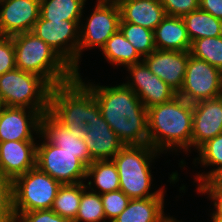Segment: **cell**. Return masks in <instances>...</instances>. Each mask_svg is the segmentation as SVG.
Masks as SVG:
<instances>
[{
    "instance_id": "22",
    "label": "cell",
    "mask_w": 222,
    "mask_h": 222,
    "mask_svg": "<svg viewBox=\"0 0 222 222\" xmlns=\"http://www.w3.org/2000/svg\"><path fill=\"white\" fill-rule=\"evenodd\" d=\"M39 135L49 144L69 152H89L84 138L70 135V131L61 124L49 111L41 115Z\"/></svg>"
},
{
    "instance_id": "27",
    "label": "cell",
    "mask_w": 222,
    "mask_h": 222,
    "mask_svg": "<svg viewBox=\"0 0 222 222\" xmlns=\"http://www.w3.org/2000/svg\"><path fill=\"white\" fill-rule=\"evenodd\" d=\"M182 19L191 42L204 37L221 36L222 20L200 8L184 15Z\"/></svg>"
},
{
    "instance_id": "35",
    "label": "cell",
    "mask_w": 222,
    "mask_h": 222,
    "mask_svg": "<svg viewBox=\"0 0 222 222\" xmlns=\"http://www.w3.org/2000/svg\"><path fill=\"white\" fill-rule=\"evenodd\" d=\"M16 68L12 37L0 36V76Z\"/></svg>"
},
{
    "instance_id": "10",
    "label": "cell",
    "mask_w": 222,
    "mask_h": 222,
    "mask_svg": "<svg viewBox=\"0 0 222 222\" xmlns=\"http://www.w3.org/2000/svg\"><path fill=\"white\" fill-rule=\"evenodd\" d=\"M80 21L44 20L36 21L33 32L47 43L76 73H78Z\"/></svg>"
},
{
    "instance_id": "21",
    "label": "cell",
    "mask_w": 222,
    "mask_h": 222,
    "mask_svg": "<svg viewBox=\"0 0 222 222\" xmlns=\"http://www.w3.org/2000/svg\"><path fill=\"white\" fill-rule=\"evenodd\" d=\"M153 33L157 50H190L191 40L182 17L166 15Z\"/></svg>"
},
{
    "instance_id": "33",
    "label": "cell",
    "mask_w": 222,
    "mask_h": 222,
    "mask_svg": "<svg viewBox=\"0 0 222 222\" xmlns=\"http://www.w3.org/2000/svg\"><path fill=\"white\" fill-rule=\"evenodd\" d=\"M0 222H14L11 181L0 172Z\"/></svg>"
},
{
    "instance_id": "12",
    "label": "cell",
    "mask_w": 222,
    "mask_h": 222,
    "mask_svg": "<svg viewBox=\"0 0 222 222\" xmlns=\"http://www.w3.org/2000/svg\"><path fill=\"white\" fill-rule=\"evenodd\" d=\"M130 75L126 76V87L133 90L145 108L172 100L177 93L156 74H153L142 61L125 67Z\"/></svg>"
},
{
    "instance_id": "34",
    "label": "cell",
    "mask_w": 222,
    "mask_h": 222,
    "mask_svg": "<svg viewBox=\"0 0 222 222\" xmlns=\"http://www.w3.org/2000/svg\"><path fill=\"white\" fill-rule=\"evenodd\" d=\"M168 16L183 17L199 9V0H160Z\"/></svg>"
},
{
    "instance_id": "14",
    "label": "cell",
    "mask_w": 222,
    "mask_h": 222,
    "mask_svg": "<svg viewBox=\"0 0 222 222\" xmlns=\"http://www.w3.org/2000/svg\"><path fill=\"white\" fill-rule=\"evenodd\" d=\"M40 117L37 110L6 106L0 111V142L35 141Z\"/></svg>"
},
{
    "instance_id": "8",
    "label": "cell",
    "mask_w": 222,
    "mask_h": 222,
    "mask_svg": "<svg viewBox=\"0 0 222 222\" xmlns=\"http://www.w3.org/2000/svg\"><path fill=\"white\" fill-rule=\"evenodd\" d=\"M37 142L36 166L62 185L86 182L87 167L93 162L89 152H69L47 143ZM40 141V143H39Z\"/></svg>"
},
{
    "instance_id": "17",
    "label": "cell",
    "mask_w": 222,
    "mask_h": 222,
    "mask_svg": "<svg viewBox=\"0 0 222 222\" xmlns=\"http://www.w3.org/2000/svg\"><path fill=\"white\" fill-rule=\"evenodd\" d=\"M84 142L93 161L112 160L125 146L101 114L87 120Z\"/></svg>"
},
{
    "instance_id": "9",
    "label": "cell",
    "mask_w": 222,
    "mask_h": 222,
    "mask_svg": "<svg viewBox=\"0 0 222 222\" xmlns=\"http://www.w3.org/2000/svg\"><path fill=\"white\" fill-rule=\"evenodd\" d=\"M96 1L91 9L93 12L86 18L83 16L79 24L78 73L83 52L95 47L101 50L106 41L119 30L121 15L118 3Z\"/></svg>"
},
{
    "instance_id": "18",
    "label": "cell",
    "mask_w": 222,
    "mask_h": 222,
    "mask_svg": "<svg viewBox=\"0 0 222 222\" xmlns=\"http://www.w3.org/2000/svg\"><path fill=\"white\" fill-rule=\"evenodd\" d=\"M36 141L0 142V172L11 182L36 167Z\"/></svg>"
},
{
    "instance_id": "20",
    "label": "cell",
    "mask_w": 222,
    "mask_h": 222,
    "mask_svg": "<svg viewBox=\"0 0 222 222\" xmlns=\"http://www.w3.org/2000/svg\"><path fill=\"white\" fill-rule=\"evenodd\" d=\"M163 189L157 196L130 199L126 209L112 222H166L171 216L164 213Z\"/></svg>"
},
{
    "instance_id": "6",
    "label": "cell",
    "mask_w": 222,
    "mask_h": 222,
    "mask_svg": "<svg viewBox=\"0 0 222 222\" xmlns=\"http://www.w3.org/2000/svg\"><path fill=\"white\" fill-rule=\"evenodd\" d=\"M51 86L39 75L15 68L0 76V95L7 107L49 111Z\"/></svg>"
},
{
    "instance_id": "30",
    "label": "cell",
    "mask_w": 222,
    "mask_h": 222,
    "mask_svg": "<svg viewBox=\"0 0 222 222\" xmlns=\"http://www.w3.org/2000/svg\"><path fill=\"white\" fill-rule=\"evenodd\" d=\"M119 30L142 58L156 50L152 30L129 22H120Z\"/></svg>"
},
{
    "instance_id": "26",
    "label": "cell",
    "mask_w": 222,
    "mask_h": 222,
    "mask_svg": "<svg viewBox=\"0 0 222 222\" xmlns=\"http://www.w3.org/2000/svg\"><path fill=\"white\" fill-rule=\"evenodd\" d=\"M87 0H40V17L44 20L81 21Z\"/></svg>"
},
{
    "instance_id": "32",
    "label": "cell",
    "mask_w": 222,
    "mask_h": 222,
    "mask_svg": "<svg viewBox=\"0 0 222 222\" xmlns=\"http://www.w3.org/2000/svg\"><path fill=\"white\" fill-rule=\"evenodd\" d=\"M104 215L108 222H112L127 207L130 198L121 190L101 194Z\"/></svg>"
},
{
    "instance_id": "7",
    "label": "cell",
    "mask_w": 222,
    "mask_h": 222,
    "mask_svg": "<svg viewBox=\"0 0 222 222\" xmlns=\"http://www.w3.org/2000/svg\"><path fill=\"white\" fill-rule=\"evenodd\" d=\"M61 186L37 166L18 176L11 182L13 218L24 212L51 209Z\"/></svg>"
},
{
    "instance_id": "41",
    "label": "cell",
    "mask_w": 222,
    "mask_h": 222,
    "mask_svg": "<svg viewBox=\"0 0 222 222\" xmlns=\"http://www.w3.org/2000/svg\"><path fill=\"white\" fill-rule=\"evenodd\" d=\"M166 222H182V220H177L175 217L171 216Z\"/></svg>"
},
{
    "instance_id": "24",
    "label": "cell",
    "mask_w": 222,
    "mask_h": 222,
    "mask_svg": "<svg viewBox=\"0 0 222 222\" xmlns=\"http://www.w3.org/2000/svg\"><path fill=\"white\" fill-rule=\"evenodd\" d=\"M102 54L108 64L123 66L124 68L142 62L134 46L124 37L122 32H115L101 48Z\"/></svg>"
},
{
    "instance_id": "11",
    "label": "cell",
    "mask_w": 222,
    "mask_h": 222,
    "mask_svg": "<svg viewBox=\"0 0 222 222\" xmlns=\"http://www.w3.org/2000/svg\"><path fill=\"white\" fill-rule=\"evenodd\" d=\"M178 96L194 104L222 95V71L202 59L189 56Z\"/></svg>"
},
{
    "instance_id": "15",
    "label": "cell",
    "mask_w": 222,
    "mask_h": 222,
    "mask_svg": "<svg viewBox=\"0 0 222 222\" xmlns=\"http://www.w3.org/2000/svg\"><path fill=\"white\" fill-rule=\"evenodd\" d=\"M189 56V51L156 49L142 61L178 94L183 86Z\"/></svg>"
},
{
    "instance_id": "1",
    "label": "cell",
    "mask_w": 222,
    "mask_h": 222,
    "mask_svg": "<svg viewBox=\"0 0 222 222\" xmlns=\"http://www.w3.org/2000/svg\"><path fill=\"white\" fill-rule=\"evenodd\" d=\"M76 77L94 94L102 117L125 145L149 144L148 112L133 90L123 83L104 86L86 82L81 73Z\"/></svg>"
},
{
    "instance_id": "36",
    "label": "cell",
    "mask_w": 222,
    "mask_h": 222,
    "mask_svg": "<svg viewBox=\"0 0 222 222\" xmlns=\"http://www.w3.org/2000/svg\"><path fill=\"white\" fill-rule=\"evenodd\" d=\"M14 222H71L56 214L52 209L36 210L19 214Z\"/></svg>"
},
{
    "instance_id": "16",
    "label": "cell",
    "mask_w": 222,
    "mask_h": 222,
    "mask_svg": "<svg viewBox=\"0 0 222 222\" xmlns=\"http://www.w3.org/2000/svg\"><path fill=\"white\" fill-rule=\"evenodd\" d=\"M222 133V95L193 104L192 148L196 151Z\"/></svg>"
},
{
    "instance_id": "31",
    "label": "cell",
    "mask_w": 222,
    "mask_h": 222,
    "mask_svg": "<svg viewBox=\"0 0 222 222\" xmlns=\"http://www.w3.org/2000/svg\"><path fill=\"white\" fill-rule=\"evenodd\" d=\"M189 52L190 55L205 60L222 71V36L192 41Z\"/></svg>"
},
{
    "instance_id": "23",
    "label": "cell",
    "mask_w": 222,
    "mask_h": 222,
    "mask_svg": "<svg viewBox=\"0 0 222 222\" xmlns=\"http://www.w3.org/2000/svg\"><path fill=\"white\" fill-rule=\"evenodd\" d=\"M87 179L88 182L85 183L86 187L90 191L100 195L120 190L119 174L113 160L93 161L87 167L86 180Z\"/></svg>"
},
{
    "instance_id": "2",
    "label": "cell",
    "mask_w": 222,
    "mask_h": 222,
    "mask_svg": "<svg viewBox=\"0 0 222 222\" xmlns=\"http://www.w3.org/2000/svg\"><path fill=\"white\" fill-rule=\"evenodd\" d=\"M147 112L149 144L154 149L162 154L182 150L185 154L191 153L192 103L177 95L168 102L148 108Z\"/></svg>"
},
{
    "instance_id": "29",
    "label": "cell",
    "mask_w": 222,
    "mask_h": 222,
    "mask_svg": "<svg viewBox=\"0 0 222 222\" xmlns=\"http://www.w3.org/2000/svg\"><path fill=\"white\" fill-rule=\"evenodd\" d=\"M73 222H108L104 215L101 195L90 191L85 182L81 183V200Z\"/></svg>"
},
{
    "instance_id": "25",
    "label": "cell",
    "mask_w": 222,
    "mask_h": 222,
    "mask_svg": "<svg viewBox=\"0 0 222 222\" xmlns=\"http://www.w3.org/2000/svg\"><path fill=\"white\" fill-rule=\"evenodd\" d=\"M199 157L193 159L194 166L200 164V167H212L208 172L196 171L194 182L198 186L199 184L207 181L218 169L222 167V133L215 136L213 139L208 140L198 150ZM214 167V168H213Z\"/></svg>"
},
{
    "instance_id": "5",
    "label": "cell",
    "mask_w": 222,
    "mask_h": 222,
    "mask_svg": "<svg viewBox=\"0 0 222 222\" xmlns=\"http://www.w3.org/2000/svg\"><path fill=\"white\" fill-rule=\"evenodd\" d=\"M160 155L150 144L125 145L112 159L118 170L120 190L130 199L154 197L165 189L161 186L154 192L151 190L154 181L152 163Z\"/></svg>"
},
{
    "instance_id": "3",
    "label": "cell",
    "mask_w": 222,
    "mask_h": 222,
    "mask_svg": "<svg viewBox=\"0 0 222 222\" xmlns=\"http://www.w3.org/2000/svg\"><path fill=\"white\" fill-rule=\"evenodd\" d=\"M16 68L42 77L51 87L72 81L77 73L33 32L12 36Z\"/></svg>"
},
{
    "instance_id": "13",
    "label": "cell",
    "mask_w": 222,
    "mask_h": 222,
    "mask_svg": "<svg viewBox=\"0 0 222 222\" xmlns=\"http://www.w3.org/2000/svg\"><path fill=\"white\" fill-rule=\"evenodd\" d=\"M40 17V0L0 1V36L31 32Z\"/></svg>"
},
{
    "instance_id": "19",
    "label": "cell",
    "mask_w": 222,
    "mask_h": 222,
    "mask_svg": "<svg viewBox=\"0 0 222 222\" xmlns=\"http://www.w3.org/2000/svg\"><path fill=\"white\" fill-rule=\"evenodd\" d=\"M121 21L148 28L152 31L166 16L160 0H117Z\"/></svg>"
},
{
    "instance_id": "42",
    "label": "cell",
    "mask_w": 222,
    "mask_h": 222,
    "mask_svg": "<svg viewBox=\"0 0 222 222\" xmlns=\"http://www.w3.org/2000/svg\"><path fill=\"white\" fill-rule=\"evenodd\" d=\"M212 222H222V218H211Z\"/></svg>"
},
{
    "instance_id": "28",
    "label": "cell",
    "mask_w": 222,
    "mask_h": 222,
    "mask_svg": "<svg viewBox=\"0 0 222 222\" xmlns=\"http://www.w3.org/2000/svg\"><path fill=\"white\" fill-rule=\"evenodd\" d=\"M81 200V183L62 185L53 201L51 209L61 217L73 222Z\"/></svg>"
},
{
    "instance_id": "39",
    "label": "cell",
    "mask_w": 222,
    "mask_h": 222,
    "mask_svg": "<svg viewBox=\"0 0 222 222\" xmlns=\"http://www.w3.org/2000/svg\"><path fill=\"white\" fill-rule=\"evenodd\" d=\"M215 189L222 190V167L218 169L208 180Z\"/></svg>"
},
{
    "instance_id": "40",
    "label": "cell",
    "mask_w": 222,
    "mask_h": 222,
    "mask_svg": "<svg viewBox=\"0 0 222 222\" xmlns=\"http://www.w3.org/2000/svg\"><path fill=\"white\" fill-rule=\"evenodd\" d=\"M6 107L3 97L0 95V111Z\"/></svg>"
},
{
    "instance_id": "38",
    "label": "cell",
    "mask_w": 222,
    "mask_h": 222,
    "mask_svg": "<svg viewBox=\"0 0 222 222\" xmlns=\"http://www.w3.org/2000/svg\"><path fill=\"white\" fill-rule=\"evenodd\" d=\"M199 8L222 20V0H199Z\"/></svg>"
},
{
    "instance_id": "4",
    "label": "cell",
    "mask_w": 222,
    "mask_h": 222,
    "mask_svg": "<svg viewBox=\"0 0 222 222\" xmlns=\"http://www.w3.org/2000/svg\"><path fill=\"white\" fill-rule=\"evenodd\" d=\"M49 112L78 138H84L87 120L101 114L94 94L77 77L51 88Z\"/></svg>"
},
{
    "instance_id": "37",
    "label": "cell",
    "mask_w": 222,
    "mask_h": 222,
    "mask_svg": "<svg viewBox=\"0 0 222 222\" xmlns=\"http://www.w3.org/2000/svg\"><path fill=\"white\" fill-rule=\"evenodd\" d=\"M197 194L202 193V195L207 194L208 200H211L213 202V213H211V218H222V190L215 189L208 181H205L201 184H199L196 187Z\"/></svg>"
}]
</instances>
